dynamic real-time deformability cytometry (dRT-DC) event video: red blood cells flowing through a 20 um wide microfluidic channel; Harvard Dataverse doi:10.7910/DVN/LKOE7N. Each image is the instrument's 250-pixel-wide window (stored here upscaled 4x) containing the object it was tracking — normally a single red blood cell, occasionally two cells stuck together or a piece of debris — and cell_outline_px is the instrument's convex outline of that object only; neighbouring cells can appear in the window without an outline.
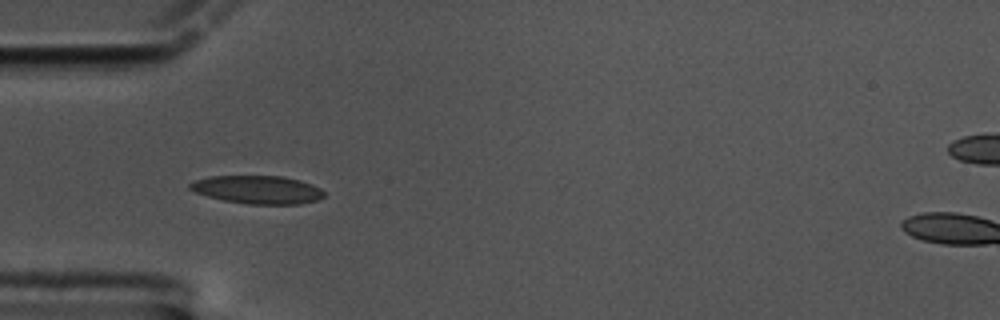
{"species": "common noctule bat (a hibernating species)", "species_latin": "Nyctalus noctula", "temperature_condition": "cold", "stored_images_in_passage": 16, "camera_frame_rate_fps": 3000, "um_per_image_px": 0.085, "animal": {"sex": "male", "body_mass_g": 17.5, "forearm_length_mm": 52.3}, "frame": {"image": 1, "passage_image": 1, "time_ms": 0.0, "image_size_px": [1000, 320], "cell_outline_px": [[324, 196], [320, 200], [300, 204], [248, 204], [224, 200], [208, 196], [196, 192], [188, 188], [188, 184], [196, 180], [208, 176], [280, 176], [300, 180], [312, 184], [320, 188], [324, 192]], "centroid_in_image_um": [21.92, 16.12], "position_along_channel_um": 63.1, "area_um2": 22.02}}
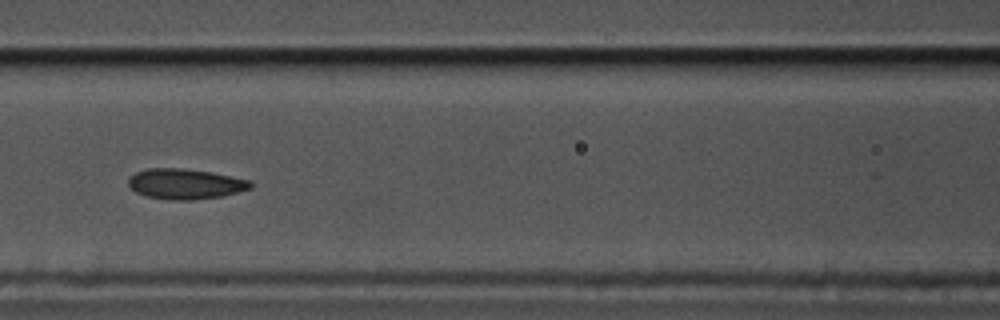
{"frame": {"image": 2, "passage_image": 9, "time_ms": 2.667, "image_size_px": [1000, 320], "cell_outline_px": [[252, 188], [220, 196], [192, 200], [176, 200], [148, 196], [136, 192], [128, 184], [128, 180], [136, 172], [148, 168], [184, 168], [212, 172], [252, 180]], "centroid_in_image_um": [15.78, 15.62], "position_along_channel_um": 150.8, "area_um2": 21.44}}
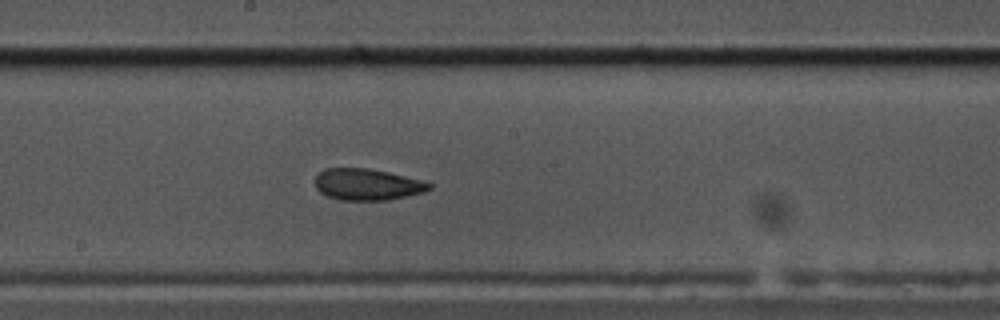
{"frame": {"image": 3, "passage_image": 15, "time_ms": 4.667, "image_size_px": [1000, 320], "cell_outline_px": [[432, 188], [424, 192], [388, 200], [340, 200], [328, 196], [320, 192], [316, 188], [316, 176], [324, 168], [368, 168], [388, 172], [420, 180], [432, 184]], "centroid_in_image_um": [31.21, 15.68], "position_along_channel_um": 217.0, "area_um2": 20.81}}